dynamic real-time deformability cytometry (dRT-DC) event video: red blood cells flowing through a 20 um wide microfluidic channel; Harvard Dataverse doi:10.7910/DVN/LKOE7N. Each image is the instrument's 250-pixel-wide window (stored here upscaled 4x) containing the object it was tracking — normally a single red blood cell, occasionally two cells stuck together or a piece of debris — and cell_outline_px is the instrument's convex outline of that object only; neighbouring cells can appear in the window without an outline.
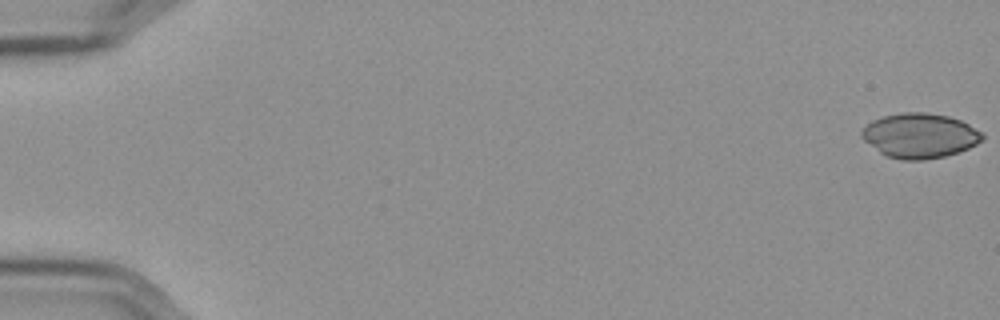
{"species": "Egyptian fruit bat (a non-hibernating species)", "species_latin": "Rousettus aegyptiacus", "temperature_condition": "cold", "stored_images_in_passage": 57, "camera_frame_rate_fps": 3000, "um_per_image_px": 0.085, "frame": {"image": 1, "passage_image": 1, "time_ms": 0.0, "image_size_px": [1000, 320], "cell_outline_px": [[984, 140], [968, 148], [944, 156], [924, 160], [900, 160], [888, 156], [880, 152], [864, 140], [860, 136], [860, 132], [872, 120], [884, 116], [904, 112], [924, 112], [948, 116], [960, 120], [984, 132]], "centroid_in_image_um": [78.2, 11.53], "position_along_channel_um": 6.8, "area_um2": 31.39}}
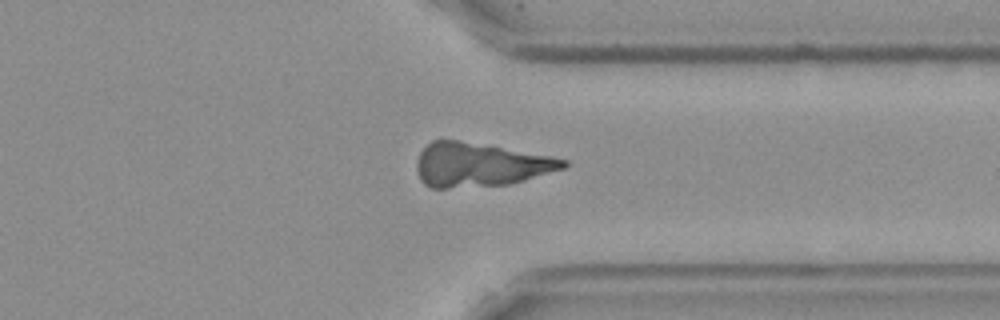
{"frame": {"image": 2, "passage_image": 45, "time_ms": 14.667, "image_size_px": [1000, 320], "cell_outline_px": [[568, 164], [564, 168], [524, 180], [508, 184], [448, 188], [432, 188], [424, 184], [420, 180], [416, 168], [416, 160], [420, 152], [432, 140], [440, 136], [552, 156], [568, 160]], "centroid_in_image_um": [40.74, 13.97], "position_along_channel_um": 370.7, "area_um2": 37.97}}
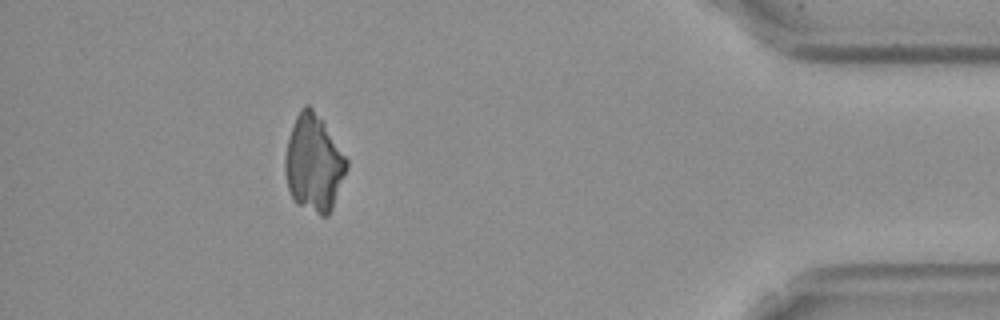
{"frame": {"image": 3, "passage_image": 52, "time_ms": 17.0, "image_size_px": [1000, 320], "cell_outline_px": [[348, 164], [332, 208], [328, 216], [320, 216], [296, 204], [288, 188], [284, 172], [284, 156], [288, 136], [296, 116], [300, 108], [304, 104], [308, 104], [312, 108], [324, 124], [348, 160]], "centroid_in_image_um": [26.63, 13.89], "position_along_channel_um": 408.6, "area_um2": 34.51}}